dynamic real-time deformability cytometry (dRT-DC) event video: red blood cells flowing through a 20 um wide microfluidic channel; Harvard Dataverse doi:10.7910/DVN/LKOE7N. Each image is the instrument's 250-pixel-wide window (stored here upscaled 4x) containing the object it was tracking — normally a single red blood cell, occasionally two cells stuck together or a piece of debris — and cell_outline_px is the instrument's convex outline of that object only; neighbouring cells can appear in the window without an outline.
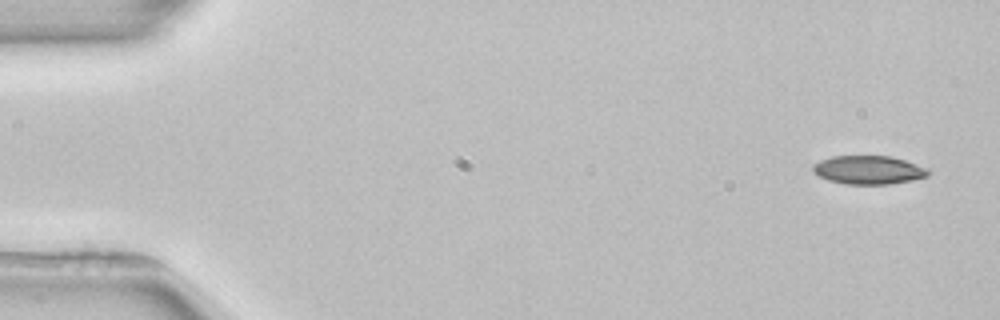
{"species": "common noctule bat (a hibernating species)", "species_latin": "Nyctalus noctula", "temperature_condition": "room temperature", "stored_images_in_passage": 3, "camera_frame_rate_fps": 3000, "um_per_image_px": 0.085, "animal": {"sex": "female", "body_mass_g": 22.7, "forearm_length_mm": 54.2}, "frame": {"image": 1, "passage_image": 1, "time_ms": 0.0, "image_size_px": [1000, 320], "cell_outline_px": [[932, 172], [928, 176], [912, 180], [892, 184], [844, 184], [828, 180], [812, 172], [812, 164], [820, 160], [832, 156], [892, 156], [928, 168]], "centroid_in_image_um": [73.83, 14.44], "position_along_channel_um": 11.2, "area_um2": 19.36}}